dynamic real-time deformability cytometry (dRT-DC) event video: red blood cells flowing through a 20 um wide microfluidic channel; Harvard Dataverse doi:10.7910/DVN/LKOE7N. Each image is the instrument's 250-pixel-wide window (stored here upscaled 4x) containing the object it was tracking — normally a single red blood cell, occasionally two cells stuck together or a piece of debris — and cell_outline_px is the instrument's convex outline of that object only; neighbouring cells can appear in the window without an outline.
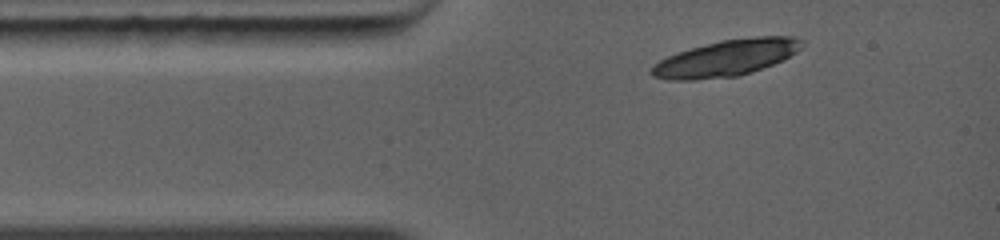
{"species": "common noctule bat (a hibernating species)", "species_latin": "Nyctalus noctula", "temperature_condition": "warm", "stored_images_in_passage": 1, "camera_frame_rate_fps": 5000, "um_per_image_px": 0.085, "animal": {"sex": "female", "body_mass_g": 19.0, "forearm_length_mm": 56.7}, "frame": {"image": 1, "passage_image": 1, "time_ms": 0.0, "image_size_px": [1000, 240], "cell_outline_px": [[804, 44], [796, 52], [784, 60], [752, 72], [736, 76], [696, 80], [668, 80], [652, 76], [648, 72], [652, 64], [676, 52], [720, 40], [756, 36], [792, 36], [804, 40]], "centroid_in_image_um": [61.71, 4.93], "position_along_channel_um": 23.3, "area_um2": 32.14}}